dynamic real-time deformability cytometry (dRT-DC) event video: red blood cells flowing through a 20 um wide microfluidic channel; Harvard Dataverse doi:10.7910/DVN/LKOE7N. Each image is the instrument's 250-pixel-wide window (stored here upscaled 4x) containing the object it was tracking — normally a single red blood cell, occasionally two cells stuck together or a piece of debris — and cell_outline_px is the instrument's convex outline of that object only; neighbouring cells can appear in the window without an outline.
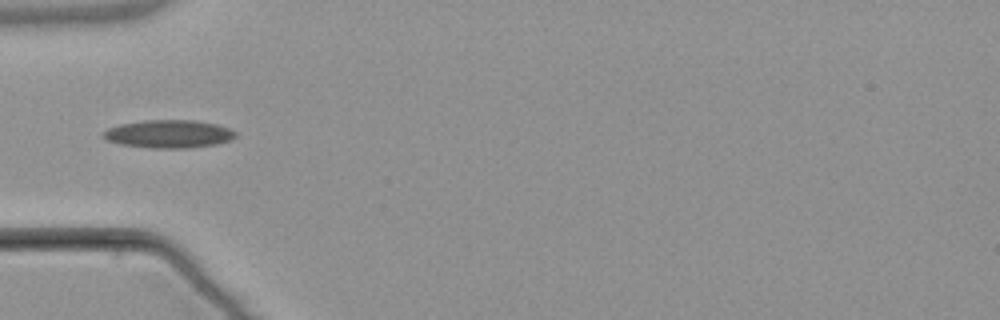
{"species": "common noctule bat (a hibernating species)", "species_latin": "Nyctalus noctula", "temperature_condition": "warm", "stored_images_in_passage": 1, "camera_frame_rate_fps": 3000, "um_per_image_px": 0.085, "animal": {"sex": "male", "body_mass_g": 21.5, "forearm_length_mm": 52.0}, "frame": {"image": 1, "passage_image": 1, "time_ms": 0.0, "image_size_px": [1000, 320], "cell_outline_px": [[236, 136], [232, 140], [216, 144], [188, 148], [148, 148], [120, 144], [108, 140], [104, 136], [104, 132], [108, 128], [120, 124], [148, 120], [192, 120], [216, 124], [228, 128], [236, 132]], "centroid_in_image_um": [14.37, 11.39], "position_along_channel_um": 70.6, "area_um2": 21.44}}